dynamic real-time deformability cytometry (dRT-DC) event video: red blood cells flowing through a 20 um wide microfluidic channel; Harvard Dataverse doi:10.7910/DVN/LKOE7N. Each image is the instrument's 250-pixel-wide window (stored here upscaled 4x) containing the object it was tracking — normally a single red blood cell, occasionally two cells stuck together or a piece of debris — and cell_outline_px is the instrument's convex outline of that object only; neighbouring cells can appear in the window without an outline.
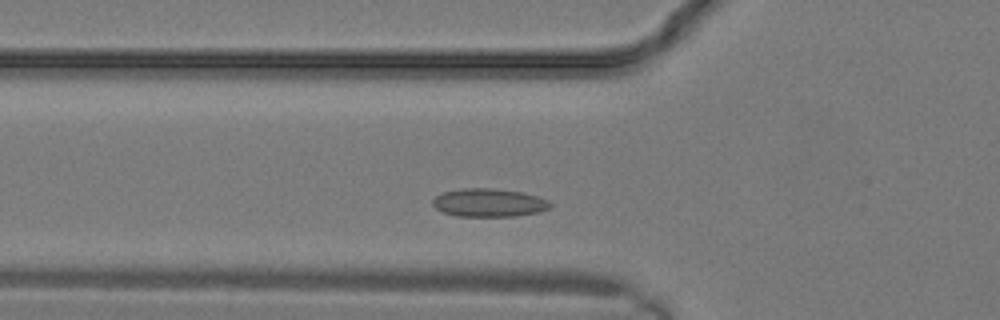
{"species": "common noctule bat (a hibernating species)", "species_latin": "Nyctalus noctula", "temperature_condition": "warm", "stored_images_in_passage": 6, "camera_frame_rate_fps": 3000, "um_per_image_px": 0.085, "animal": {"sex": "male", "body_mass_g": 19.2, "forearm_length_mm": 51.8}, "frame": {"image": 1, "passage_image": 4, "time_ms": 1.0, "image_size_px": [1000, 320], "cell_outline_px": [[548, 204], [544, 208], [532, 212], [504, 216], [464, 216], [444, 212], [436, 208], [436, 196], [444, 192], [516, 192], [532, 196]], "centroid_in_image_um": [41.46, 17.31], "position_along_channel_um": 84.3, "area_um2": 16.3}}
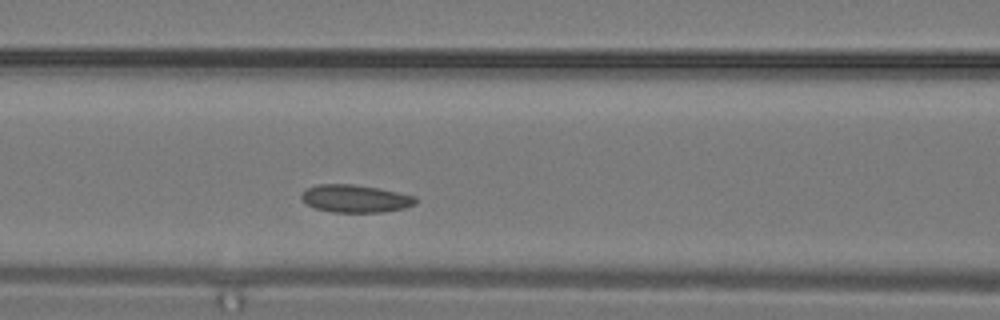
{"frame": {"image": 2, "passage_image": 6, "time_ms": 1.667, "image_size_px": [1000, 320], "cell_outline_px": [[416, 200], [412, 204], [400, 208], [372, 212], [340, 212], [320, 208], [308, 204], [304, 200], [304, 192], [308, 188], [328, 184], [344, 184], [376, 188], [412, 196]], "centroid_in_image_um": [30.19, 16.88], "position_along_channel_um": 136.4, "area_um2": 16.94}}